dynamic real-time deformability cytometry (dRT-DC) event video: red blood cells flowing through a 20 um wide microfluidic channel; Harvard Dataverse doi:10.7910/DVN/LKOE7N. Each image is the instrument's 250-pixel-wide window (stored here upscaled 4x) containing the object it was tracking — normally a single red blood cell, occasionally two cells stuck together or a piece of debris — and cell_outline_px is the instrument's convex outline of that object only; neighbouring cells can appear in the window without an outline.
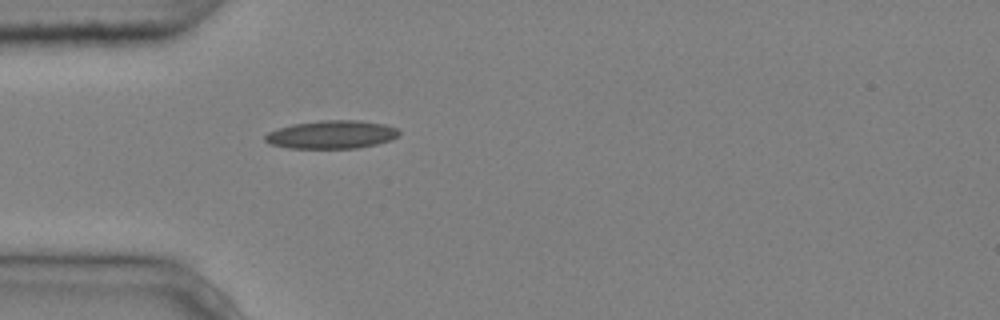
{"species": "common noctule bat (a hibernating species)", "species_latin": "Nyctalus noctula", "temperature_condition": "cold", "stored_images_in_passage": 1, "camera_frame_rate_fps": 3000, "um_per_image_px": 0.085, "animal": {"sex": "male", "body_mass_g": 20.4}, "frame": {"image": 1, "passage_image": 1, "time_ms": 0.0, "image_size_px": [1000, 320], "cell_outline_px": [[400, 136], [376, 144], [356, 148], [288, 148], [268, 144], [264, 140], [264, 136], [268, 132], [292, 124], [320, 120], [356, 120], [384, 124], [396, 128], [400, 132]], "centroid_in_image_um": [28.16, 11.44], "position_along_channel_um": 56.8, "area_um2": 21.96}}